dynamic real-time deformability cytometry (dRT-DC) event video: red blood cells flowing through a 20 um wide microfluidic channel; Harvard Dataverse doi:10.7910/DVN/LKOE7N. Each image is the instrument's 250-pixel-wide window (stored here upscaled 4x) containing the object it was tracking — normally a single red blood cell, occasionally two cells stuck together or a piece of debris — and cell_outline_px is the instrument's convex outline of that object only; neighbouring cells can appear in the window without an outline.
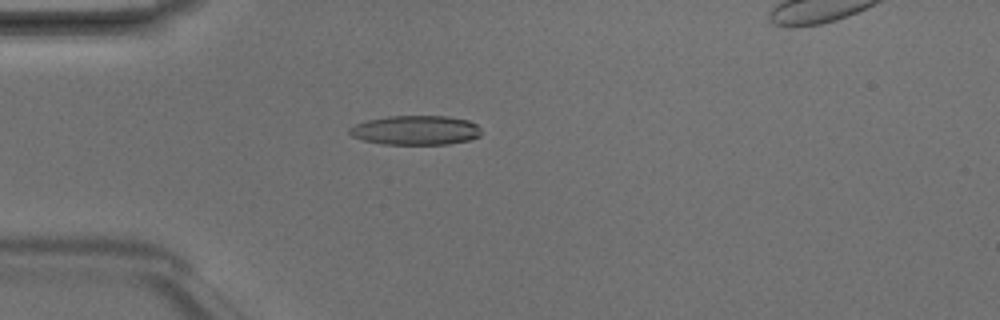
{"species": "Egyptian fruit bat (a non-hibernating species)", "species_latin": "Rousettus aegyptiacus", "temperature_condition": "room temperature", "stored_images_in_passage": 3, "camera_frame_rate_fps": 3000, "um_per_image_px": 0.085, "animal": {"sex": "male"}, "frame": {"image": 1, "passage_image": 3, "time_ms": 0.667, "image_size_px": [1000, 320], "cell_outline_px": [[480, 136], [468, 140], [448, 144], [384, 144], [364, 140], [352, 136], [348, 132], [348, 128], [356, 124], [368, 120], [388, 116], [448, 116], [468, 120], [476, 124], [480, 128]], "centroid_in_image_um": [35.33, 11.06], "position_along_channel_um": 49.7, "area_um2": 22.48}}